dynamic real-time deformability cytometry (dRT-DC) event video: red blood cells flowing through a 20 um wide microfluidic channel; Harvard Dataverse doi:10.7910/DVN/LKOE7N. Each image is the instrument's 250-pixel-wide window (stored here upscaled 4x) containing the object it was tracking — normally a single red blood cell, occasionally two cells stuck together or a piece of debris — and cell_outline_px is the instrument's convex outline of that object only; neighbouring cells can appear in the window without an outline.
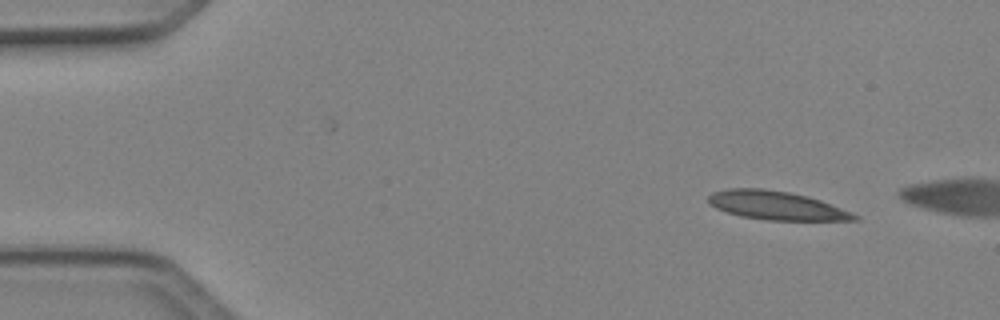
{"species": "Egyptian fruit bat (a non-hibernating species)", "species_latin": "Rousettus aegyptiacus", "temperature_condition": "cold", "stored_images_in_passage": 3, "camera_frame_rate_fps": 3000, "um_per_image_px": 0.085, "animal": {"sex": "female"}, "frame": {"image": 1, "passage_image": 1, "time_ms": 0.0, "image_size_px": [1000, 320], "cell_outline_px": [[860, 220], [768, 220], [740, 216], [716, 208], [708, 204], [708, 196], [712, 192], [728, 188], [764, 188], [788, 192], [820, 200], [852, 212], [860, 216]], "centroid_in_image_um": [65.97, 17.46], "position_along_channel_um": 19.0, "area_um2": 24.28}}